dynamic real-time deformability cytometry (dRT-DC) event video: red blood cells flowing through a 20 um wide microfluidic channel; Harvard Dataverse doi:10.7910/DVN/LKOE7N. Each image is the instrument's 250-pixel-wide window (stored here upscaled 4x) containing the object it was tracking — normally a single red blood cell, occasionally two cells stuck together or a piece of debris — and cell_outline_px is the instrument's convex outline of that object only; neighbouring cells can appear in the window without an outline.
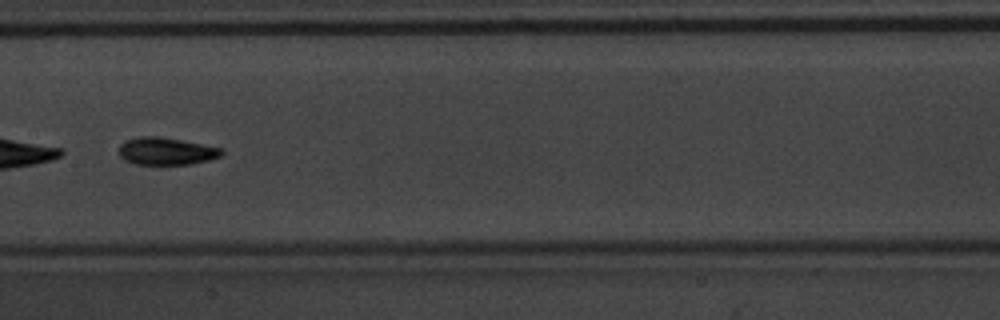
{"species": "common noctule bat (a hibernating species)", "species_latin": "Nyctalus noctula", "temperature_condition": "warm", "stored_images_in_passage": 11, "segment_of_instrument_passage": [2, 2], "camera_frame_rate_fps": 3000, "um_per_image_px": 0.085, "animal": {"sex": "male", "body_mass_g": 20.1, "forearm_length_mm": 53.5}, "frame": {"image": 1, "passage_image": 8, "time_ms": 2.333, "image_size_px": [1000, 320], "cell_outline_px": [[224, 152], [220, 156], [208, 160], [192, 164], [132, 164], [124, 160], [120, 156], [120, 144], [124, 140], [140, 136], [156, 136], [180, 140], [224, 148]], "centroid_in_image_um": [14.12, 12.85], "position_along_channel_um": 193.3, "area_um2": 16.42}}
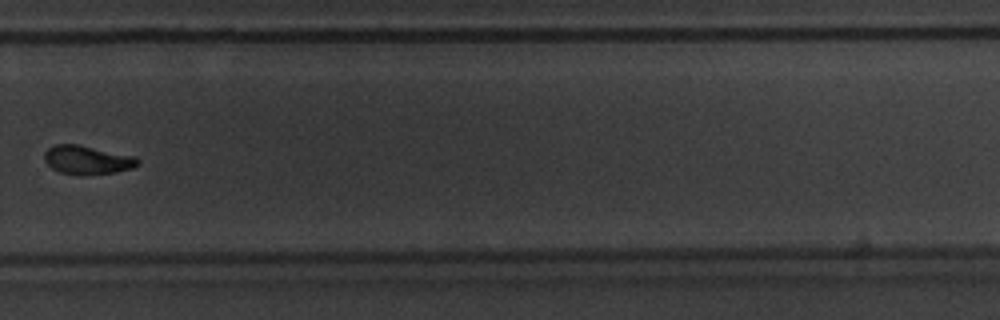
{"frame": {"image": 2, "passage_image": 11, "time_ms": 3.333, "image_size_px": [1000, 320], "cell_outline_px": [[140, 164], [132, 168], [116, 172], [80, 176], [60, 172], [52, 168], [44, 160], [44, 152], [48, 148], [56, 144], [76, 144], [136, 156], [140, 160]], "centroid_in_image_um": [7.43, 13.6], "position_along_channel_um": 322.4, "area_um2": 15.78}}